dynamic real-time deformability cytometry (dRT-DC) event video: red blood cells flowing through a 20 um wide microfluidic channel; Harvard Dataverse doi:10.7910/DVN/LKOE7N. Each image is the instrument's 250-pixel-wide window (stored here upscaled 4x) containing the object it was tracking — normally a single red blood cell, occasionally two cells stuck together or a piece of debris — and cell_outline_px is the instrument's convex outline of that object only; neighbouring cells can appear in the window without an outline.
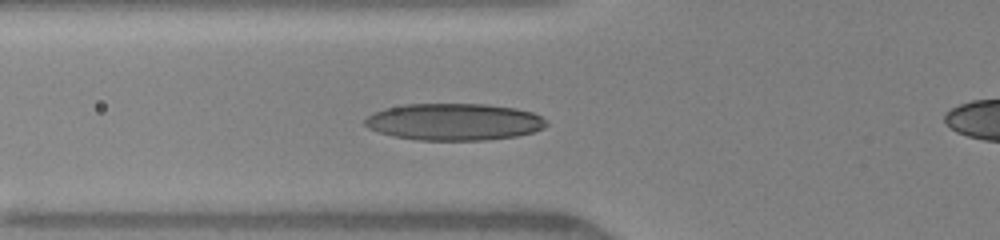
{"species": "human", "species_latin": "Homo sapiens", "temperature_condition": "warm", "stored_images_in_passage": 7, "camera_frame_rate_fps": 3000, "um_per_image_px": 0.085, "donor": {"sex": "female"}, "frame": {"image": 1, "passage_image": 3, "time_ms": 1.667, "image_size_px": [1000, 240], "cell_outline_px": [[548, 124], [544, 128], [532, 132], [516, 136], [484, 140], [416, 140], [392, 136], [368, 128], [364, 124], [364, 120], [372, 112], [384, 108], [404, 104], [488, 104], [516, 108], [532, 112], [548, 120]], "centroid_in_image_um": [38.59, 10.35], "position_along_channel_um": 87.2, "area_um2": 39.3}}
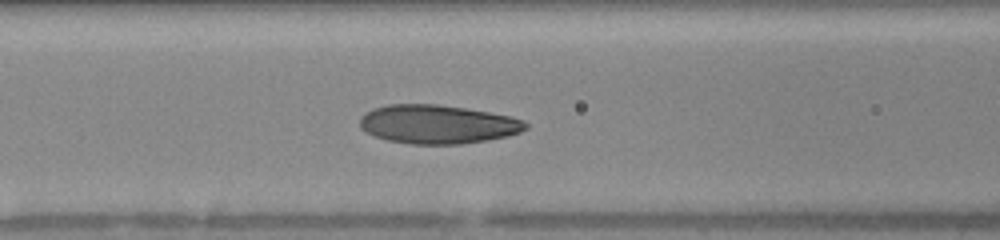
{"frame": {"image": 2, "passage_image": 5, "time_ms": 2.667, "image_size_px": [1000, 240], "cell_outline_px": [[528, 128], [520, 132], [508, 136], [488, 140], [460, 144], [408, 144], [388, 140], [376, 136], [360, 128], [360, 116], [364, 112], [372, 108], [388, 104], [436, 104], [464, 108], [512, 116], [524, 120], [528, 124]], "centroid_in_image_um": [37.2, 10.56], "position_along_channel_um": 129.4, "area_um2": 37.63}}